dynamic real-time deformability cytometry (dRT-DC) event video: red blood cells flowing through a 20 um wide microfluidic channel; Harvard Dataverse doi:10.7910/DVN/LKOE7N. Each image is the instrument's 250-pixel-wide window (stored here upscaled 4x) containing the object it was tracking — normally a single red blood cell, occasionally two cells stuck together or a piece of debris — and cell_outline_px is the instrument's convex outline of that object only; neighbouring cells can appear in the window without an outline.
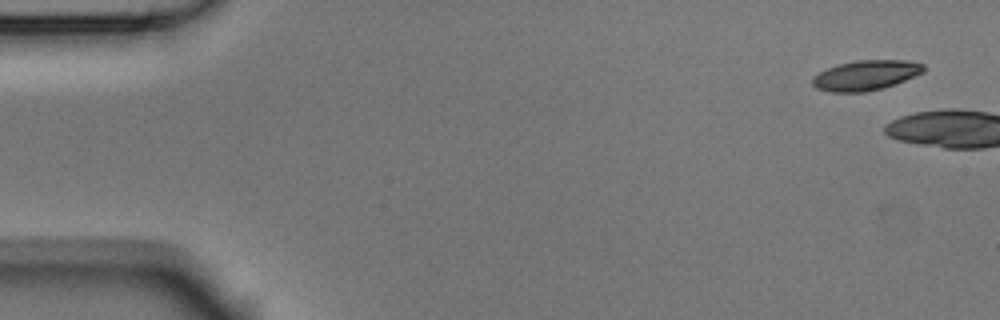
{"species": "Egyptian fruit bat (a non-hibernating species)", "species_latin": "Rousettus aegyptiacus", "temperature_condition": "room temperature", "stored_images_in_passage": 2, "camera_frame_rate_fps": 3000, "um_per_image_px": 0.085, "animal": {"sex": "male"}, "frame": {"image": 1, "passage_image": 1, "time_ms": 0.0, "image_size_px": [1000, 320], "cell_outline_px": [[924, 72], [896, 84], [884, 88], [864, 92], [832, 92], [816, 88], [812, 84], [812, 76], [828, 68], [840, 64], [856, 60], [908, 60], [924, 64]], "centroid_in_image_um": [73.61, 6.4], "position_along_channel_um": 11.4, "area_um2": 19.48}}